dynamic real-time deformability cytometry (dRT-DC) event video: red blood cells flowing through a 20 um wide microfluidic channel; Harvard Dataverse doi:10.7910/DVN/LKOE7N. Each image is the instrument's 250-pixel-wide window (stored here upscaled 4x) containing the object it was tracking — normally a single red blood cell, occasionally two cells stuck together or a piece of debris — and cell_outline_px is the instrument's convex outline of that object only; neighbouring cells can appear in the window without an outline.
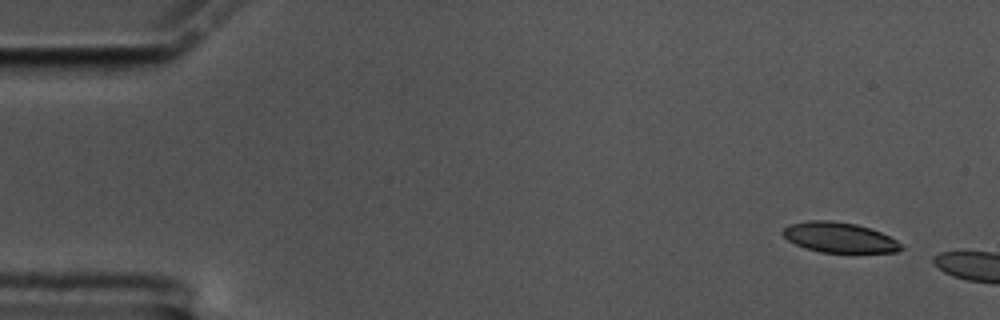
{"species": "common noctule bat (a hibernating species)", "species_latin": "Nyctalus noctula", "temperature_condition": "cold", "stored_images_in_passage": 5, "camera_frame_rate_fps": 3000, "um_per_image_px": 0.085, "animal": {"sex": "male", "body_mass_g": 17.5, "forearm_length_mm": 52.3}, "frame": {"image": 1, "passage_image": 1, "time_ms": 0.0, "image_size_px": [1000, 320], "cell_outline_px": [[904, 248], [896, 252], [820, 252], [804, 248], [788, 240], [780, 232], [788, 224], [808, 220], [832, 220], [856, 224], [880, 232], [896, 240]], "centroid_in_image_um": [71.29, 20.17], "position_along_channel_um": 13.7, "area_um2": 20.75}}